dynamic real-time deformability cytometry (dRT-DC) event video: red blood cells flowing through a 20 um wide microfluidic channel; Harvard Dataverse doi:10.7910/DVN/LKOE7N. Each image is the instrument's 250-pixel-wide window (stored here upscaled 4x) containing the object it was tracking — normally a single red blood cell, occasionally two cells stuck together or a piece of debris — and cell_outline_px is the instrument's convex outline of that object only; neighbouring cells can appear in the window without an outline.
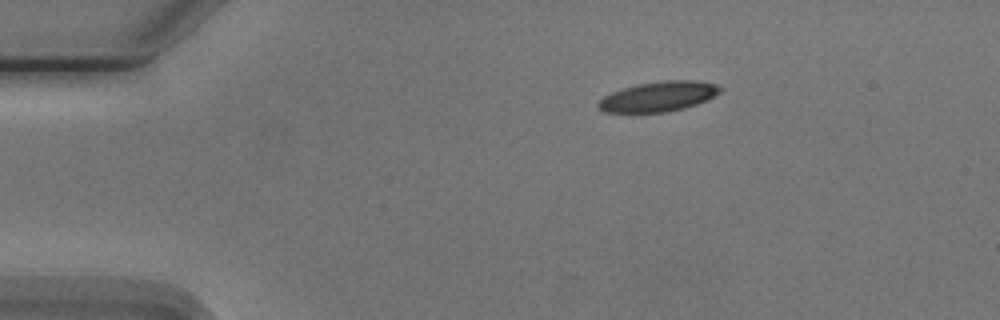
{"species": "Egyptian fruit bat (a non-hibernating species)", "species_latin": "Rousettus aegyptiacus", "temperature_condition": "cold", "stored_images_in_passage": 4, "segment_of_instrument_passage": [1, 2], "camera_frame_rate_fps": 3000, "um_per_image_px": 0.085, "animal": {"sex": "male"}, "frame": {"image": 1, "passage_image": 1, "time_ms": 0.0, "image_size_px": [1000, 320], "cell_outline_px": [[724, 88], [720, 92], [696, 104], [684, 108], [668, 112], [604, 112], [596, 108], [596, 104], [604, 96], [612, 92], [636, 84], [664, 80], [696, 80], [716, 84]], "centroid_in_image_um": [55.95, 8.2], "position_along_channel_um": 29.1, "area_um2": 21.27}}
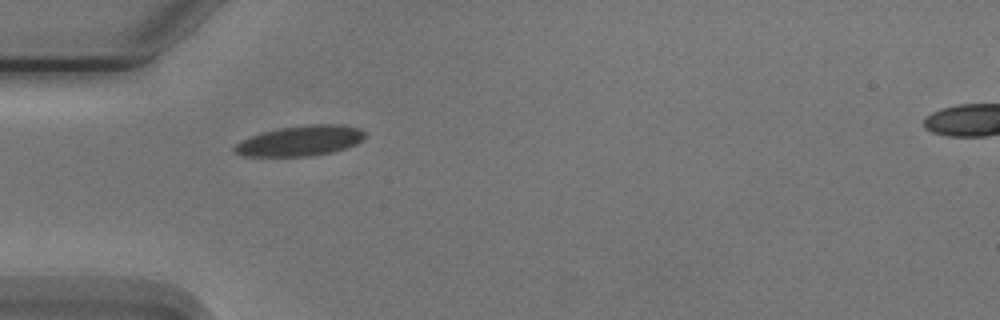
{"frame": {"image": 2, "passage_image": 3, "time_ms": 2.333, "image_size_px": [1000, 320], "cell_outline_px": [[364, 136], [356, 144], [332, 152], [308, 156], [244, 156], [236, 152], [232, 148], [236, 144], [252, 136], [264, 132], [280, 128], [312, 124], [344, 124], [360, 128], [364, 132]], "centroid_in_image_um": [25.55, 11.96], "position_along_channel_um": 59.4, "area_um2": 22.66}}